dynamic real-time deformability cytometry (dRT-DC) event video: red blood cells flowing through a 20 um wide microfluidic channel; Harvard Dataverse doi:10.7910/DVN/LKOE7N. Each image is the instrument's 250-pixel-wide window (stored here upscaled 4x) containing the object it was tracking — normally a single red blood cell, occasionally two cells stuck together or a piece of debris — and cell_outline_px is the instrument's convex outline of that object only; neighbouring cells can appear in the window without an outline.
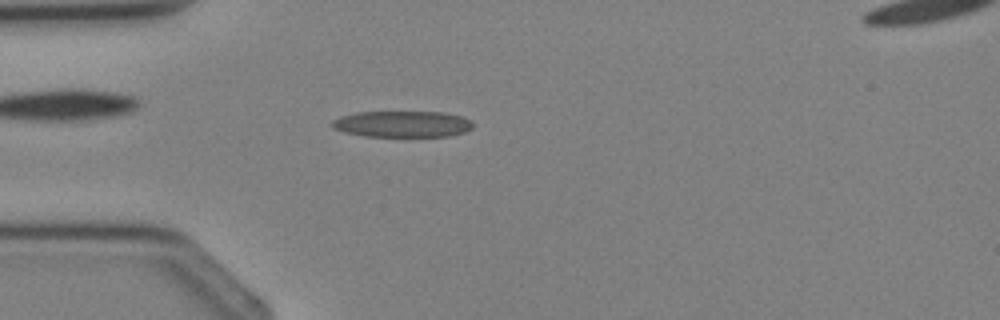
{"species": "Egyptian fruit bat (a non-hibernating species)", "species_latin": "Rousettus aegyptiacus", "temperature_condition": "cold", "stored_images_in_passage": 3, "segment_of_instrument_passage": [1, 2], "camera_frame_rate_fps": 3000, "um_per_image_px": 0.085, "animal": {"sex": "female"}, "frame": {"image": 1, "passage_image": 2, "time_ms": 1.0, "image_size_px": [1000, 320], "cell_outline_px": [[472, 128], [464, 132], [448, 136], [364, 136], [344, 132], [332, 128], [328, 124], [332, 120], [340, 116], [356, 112], [444, 112], [464, 116], [472, 120]], "centroid_in_image_um": [34.17, 10.53], "position_along_channel_um": 50.8, "area_um2": 21.79}}